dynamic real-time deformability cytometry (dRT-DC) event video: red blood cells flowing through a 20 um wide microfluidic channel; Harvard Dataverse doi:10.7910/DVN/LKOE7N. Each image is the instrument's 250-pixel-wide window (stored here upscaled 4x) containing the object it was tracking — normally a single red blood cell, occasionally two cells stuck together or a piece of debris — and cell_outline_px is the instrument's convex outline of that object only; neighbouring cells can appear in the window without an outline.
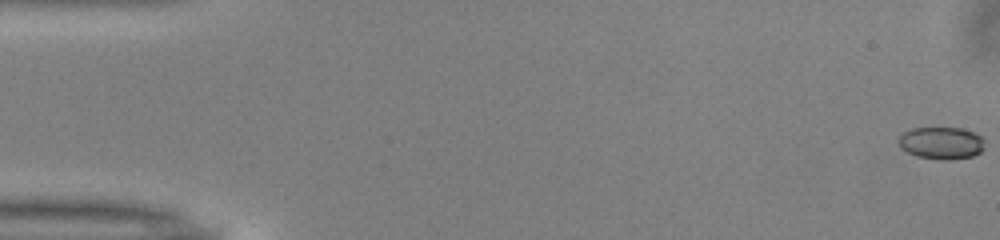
{"species": "common noctule bat (a hibernating species)", "species_latin": "Nyctalus noctula", "temperature_condition": "warm", "stored_images_in_passage": 52, "camera_frame_rate_fps": 3000, "um_per_image_px": 0.085, "animal": {"sex": "male", "body_mass_g": 13.0, "forearm_length_mm": 53.1}, "frame": {"image": 1, "passage_image": 1, "time_ms": 0.0, "image_size_px": [1000, 240], "cell_outline_px": [[984, 148], [980, 152], [972, 156], [952, 160], [940, 160], [916, 156], [900, 148], [900, 136], [904, 132], [912, 128], [960, 128], [972, 132], [980, 136], [984, 140]], "centroid_in_image_um": [80.03, 12.17], "position_along_channel_um": 5.0, "area_um2": 16.13}}
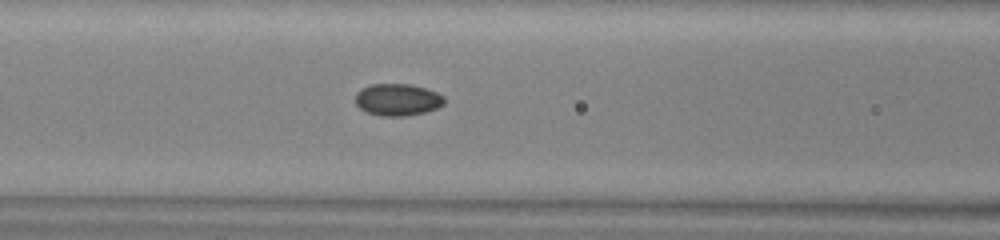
{"frame": {"image": 2, "passage_image": 22, "time_ms": 7.0, "image_size_px": [1000, 240], "cell_outline_px": [[444, 104], [436, 108], [424, 112], [404, 116], [380, 116], [368, 112], [360, 108], [356, 104], [356, 92], [360, 88], [372, 84], [412, 84], [436, 92], [444, 96]], "centroid_in_image_um": [33.78, 8.46], "position_along_channel_um": 132.8, "area_um2": 16.53}}
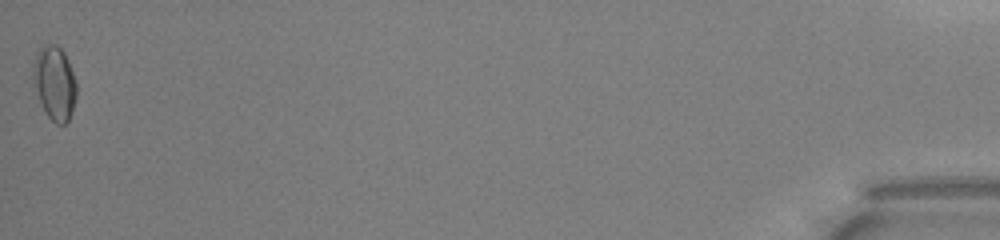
{"frame": {"image": 3, "passage_image": 52, "time_ms": 17.0, "image_size_px": [1000, 240], "cell_outline_px": [[76, 96], [72, 112], [68, 120], [64, 124], [56, 124], [48, 116], [32, 84], [32, 68], [36, 56], [40, 48], [48, 44], [56, 44], [64, 52], [68, 60], [76, 80]], "centroid_in_image_um": [4.64, 7.05], "position_along_channel_um": 430.6, "area_um2": 18.61}, "authors_computed_cell_mechanics": {"area_um2": 16.3863, "velocity_mm_per_s": 4.0219, "shape_relaxation_time_tau1_ms": 5.4967, "shape_relaxation_time_tau2_ms": 2.4569, "deformation_change_tau1": 0.0901, "deformation_change_tau2": 0.0416}}